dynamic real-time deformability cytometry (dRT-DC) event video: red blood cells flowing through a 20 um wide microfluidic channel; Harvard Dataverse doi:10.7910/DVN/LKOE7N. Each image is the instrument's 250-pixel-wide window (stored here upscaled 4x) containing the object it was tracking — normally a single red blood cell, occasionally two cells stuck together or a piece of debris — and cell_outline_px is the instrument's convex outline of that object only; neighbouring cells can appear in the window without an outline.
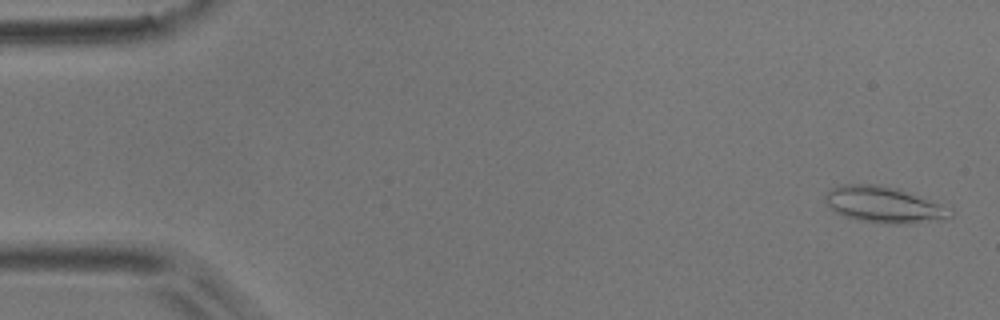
{"species": "common noctule bat (a hibernating species)", "species_latin": "Nyctalus noctula", "temperature_condition": "room temperature", "stored_images_in_passage": 52, "camera_frame_rate_fps": 3000, "um_per_image_px": 0.085, "animal": {"sex": "male", "body_mass_g": 17.9}, "frame": {"image": 1, "passage_image": 2, "time_ms": 0.333, "image_size_px": [1000, 320], "cell_outline_px": [[952, 216], [900, 224], [888, 224], [856, 220], [844, 216], [836, 212], [824, 200], [824, 196], [836, 184], [876, 184], [900, 188], [952, 208]], "centroid_in_image_um": [75.08, 17.37], "position_along_channel_um": 9.9, "area_um2": 26.24}}
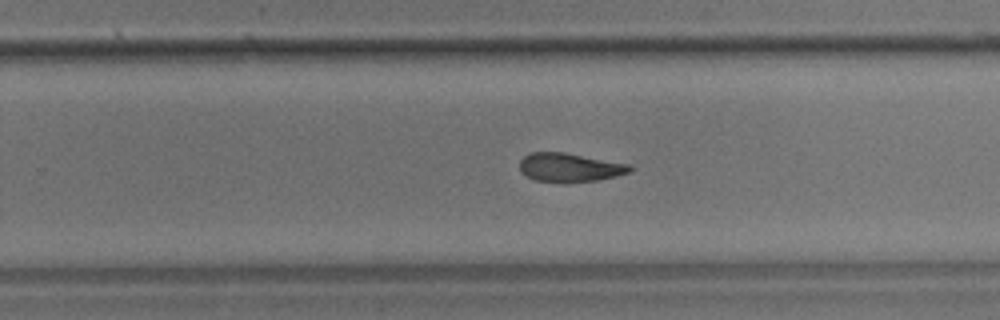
{"frame": {"image": 2, "passage_image": 33, "time_ms": 10.667, "image_size_px": [1000, 320], "cell_outline_px": [[636, 168], [632, 172], [616, 176], [596, 180], [564, 184], [532, 180], [524, 176], [520, 172], [520, 160], [524, 156], [532, 152], [564, 152], [632, 164]], "centroid_in_image_um": [48.45, 14.25], "position_along_channel_um": 281.4, "area_um2": 19.19}}
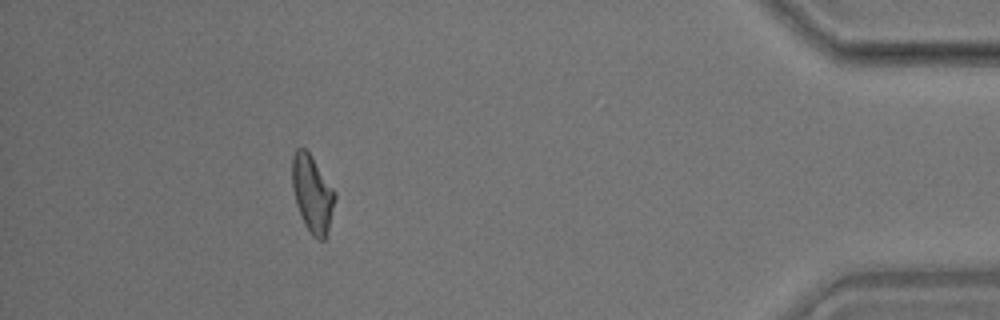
{"frame": {"image": 3, "passage_image": 47, "time_ms": 15.333, "image_size_px": [1000, 320], "cell_outline_px": [[336, 196], [328, 228], [324, 240], [320, 240], [312, 236], [304, 224], [296, 204], [292, 188], [292, 156], [296, 148], [304, 148], [308, 152], [336, 192]], "centroid_in_image_um": [26.53, 16.47], "position_along_channel_um": 408.7, "area_um2": 18.96}, "authors_computed_cell_mechanics": {"area_um2": 19.2763, "velocity_mm_per_s": 3.8589, "shape_relaxation_time_tau1_ms": 7.2033, "shape_relaxation_time_tau2_ms": 4.3223, "deformation_change_tau1": 0.1867, "deformation_change_tau2": 0.1416}}